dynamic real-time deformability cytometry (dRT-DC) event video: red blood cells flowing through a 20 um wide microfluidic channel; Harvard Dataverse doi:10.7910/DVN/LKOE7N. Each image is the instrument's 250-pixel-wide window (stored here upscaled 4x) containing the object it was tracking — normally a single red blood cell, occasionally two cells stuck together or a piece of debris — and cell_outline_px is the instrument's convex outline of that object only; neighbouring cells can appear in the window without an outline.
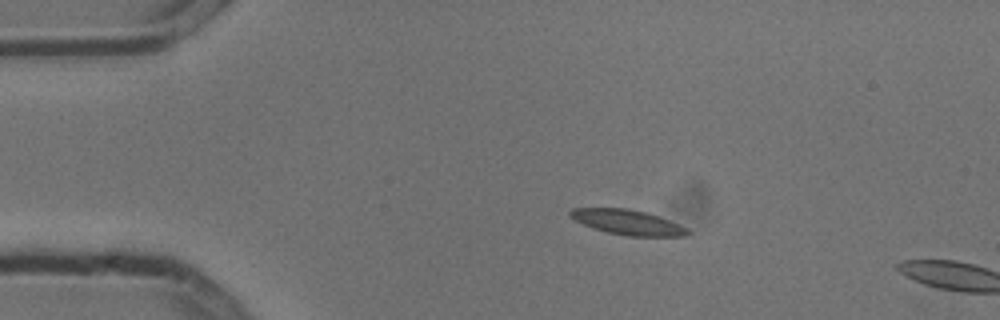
{"species": "common noctule bat (a hibernating species)", "species_latin": "Nyctalus noctula", "temperature_condition": "cold", "stored_images_in_passage": 3, "camera_frame_rate_fps": 3000, "um_per_image_px": 0.085, "animal": {"sex": "male", "body_mass_g": 13.3}, "frame": {"image": 1, "passage_image": 2, "time_ms": 0.333, "image_size_px": [1000, 320], "cell_outline_px": [[692, 232], [684, 236], [628, 236], [608, 232], [584, 224], [568, 216], [568, 212], [572, 208], [628, 208], [648, 212], [688, 228]], "centroid_in_image_um": [53.37, 18.88], "position_along_channel_um": 31.6, "area_um2": 16.99}}